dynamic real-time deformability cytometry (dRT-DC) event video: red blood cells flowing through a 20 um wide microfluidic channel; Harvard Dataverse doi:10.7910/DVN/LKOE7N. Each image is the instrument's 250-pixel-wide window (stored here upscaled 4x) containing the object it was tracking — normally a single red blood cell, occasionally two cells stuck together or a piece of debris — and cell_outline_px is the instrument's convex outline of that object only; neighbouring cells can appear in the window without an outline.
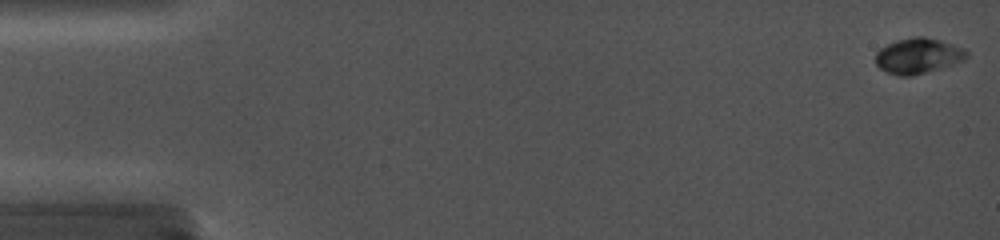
{"species": "common noctule bat (a hibernating species)", "species_latin": "Nyctalus noctula", "temperature_condition": "cold", "stored_images_in_passage": 20, "camera_frame_rate_fps": 5000, "um_per_image_px": 0.085, "animal": {"sex": "female", "body_mass_g": 19.0, "forearm_length_mm": 56.7}, "frame": {"image": 1, "passage_image": 1, "time_ms": 0.0, "image_size_px": [1000, 240], "cell_outline_px": [[968, 56], [964, 60], [952, 64], [912, 76], [900, 76], [888, 72], [880, 68], [876, 64], [876, 52], [880, 48], [896, 40], [912, 36], [924, 36], [940, 40], [964, 48], [968, 52]], "centroid_in_image_um": [78.03, 4.73], "position_along_channel_um": 7.0, "area_um2": 18.73}}
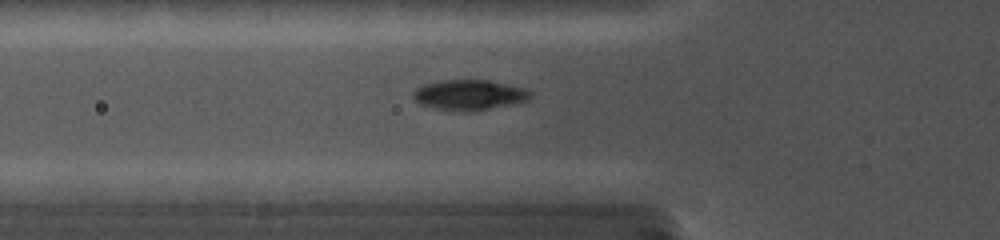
{"frame": {"image": 2, "passage_image": 13, "time_ms": 6.0, "image_size_px": [1000, 240], "cell_outline_px": [[532, 96], [528, 100], [512, 104], [468, 112], [464, 112], [436, 108], [420, 104], [412, 96], [412, 92], [416, 88], [424, 84], [440, 80], [488, 80], [528, 88], [532, 92]], "centroid_in_image_um": [39.91, 8.06], "position_along_channel_um": 85.9, "area_um2": 20.81}}
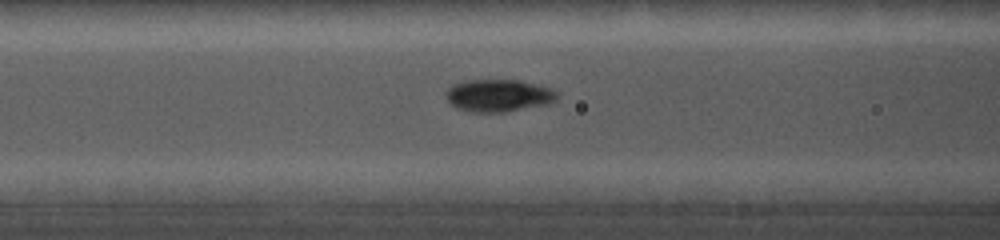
{"frame": {"image": 3, "passage_image": 15, "time_ms": 7.0, "image_size_px": [1000, 240], "cell_outline_px": [[556, 100], [548, 104], [508, 112], [468, 112], [456, 108], [448, 104], [444, 92], [452, 84], [464, 80], [520, 80], [552, 88], [556, 92]], "centroid_in_image_um": [42.32, 8.13], "position_along_channel_um": 124.3, "area_um2": 21.39}}